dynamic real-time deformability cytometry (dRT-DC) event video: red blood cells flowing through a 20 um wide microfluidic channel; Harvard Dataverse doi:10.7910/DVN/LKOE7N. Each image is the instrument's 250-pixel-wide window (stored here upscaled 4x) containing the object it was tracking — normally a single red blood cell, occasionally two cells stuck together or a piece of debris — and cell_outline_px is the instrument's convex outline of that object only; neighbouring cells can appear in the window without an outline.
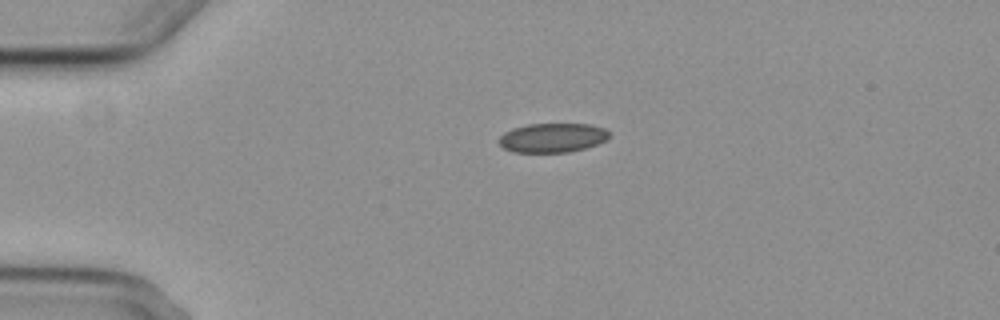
{"species": "common noctule bat (a hibernating species)", "species_latin": "Nyctalus noctula", "temperature_condition": "cold", "stored_images_in_passage": 2, "camera_frame_rate_fps": 3000, "um_per_image_px": 0.085, "animal": {"sex": "female", "body_mass_g": 29.2, "forearm_length_mm": 56.3}, "frame": {"image": 1, "passage_image": 1, "time_ms": 0.0, "image_size_px": [1000, 320], "cell_outline_px": [[612, 136], [596, 144], [584, 148], [568, 152], [512, 152], [504, 148], [496, 140], [504, 132], [512, 128], [528, 124], [588, 124], [604, 128]], "centroid_in_image_um": [46.92, 11.7], "position_along_channel_um": 38.1, "area_um2": 18.79}}